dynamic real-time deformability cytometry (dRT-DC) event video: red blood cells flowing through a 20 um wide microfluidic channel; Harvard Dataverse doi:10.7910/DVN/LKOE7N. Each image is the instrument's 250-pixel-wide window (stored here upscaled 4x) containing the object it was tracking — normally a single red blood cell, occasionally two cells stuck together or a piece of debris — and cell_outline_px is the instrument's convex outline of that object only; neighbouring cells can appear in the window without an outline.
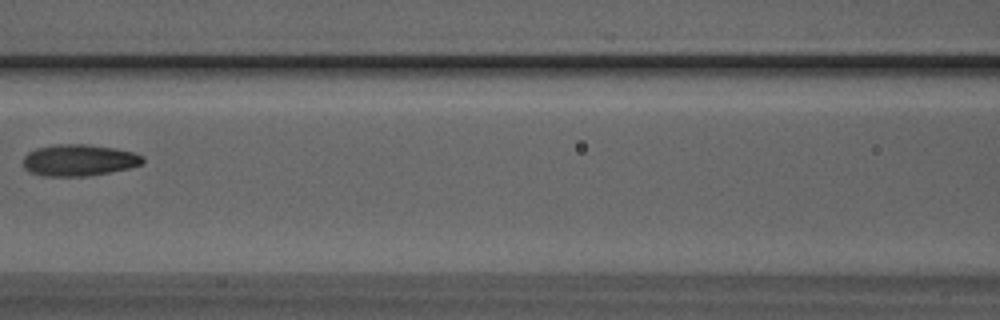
{"species": "Egyptian fruit bat (a non-hibernating species)", "species_latin": "Rousettus aegyptiacus", "temperature_condition": "room temperature", "stored_images_in_passage": 6, "camera_frame_rate_fps": 3000, "um_per_image_px": 0.085, "animal": {"sex": "male"}, "frame": {"image": 1, "passage_image": 6, "time_ms": 1.667, "image_size_px": [1000, 320], "cell_outline_px": [[144, 164], [128, 168], [88, 176], [44, 176], [32, 172], [24, 168], [24, 156], [28, 152], [36, 148], [56, 144], [88, 144], [136, 152], [144, 156]], "centroid_in_image_um": [6.74, 13.61], "position_along_channel_um": 159.9, "area_um2": 22.02}}